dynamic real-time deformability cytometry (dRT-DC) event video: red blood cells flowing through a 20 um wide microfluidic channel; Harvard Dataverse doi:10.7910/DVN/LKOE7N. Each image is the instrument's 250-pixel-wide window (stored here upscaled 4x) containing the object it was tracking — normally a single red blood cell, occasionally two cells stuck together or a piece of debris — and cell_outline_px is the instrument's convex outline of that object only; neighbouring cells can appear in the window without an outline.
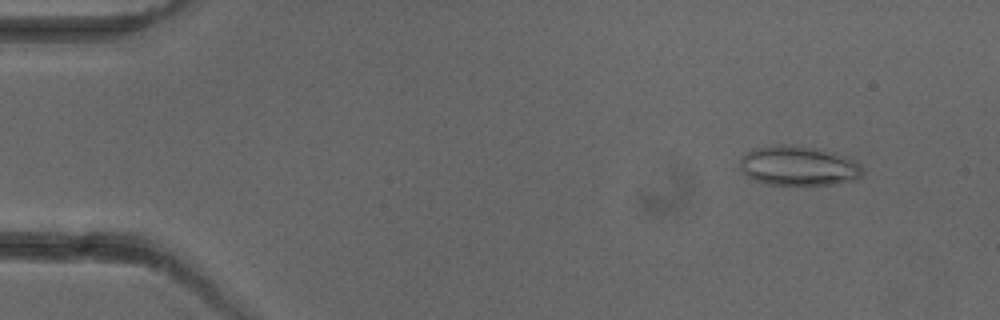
{"species": "common noctule bat (a hibernating species)", "species_latin": "Nyctalus noctula", "temperature_condition": "cold", "stored_images_in_passage": 5, "camera_frame_rate_fps": 3000, "um_per_image_px": 0.085, "animal": {"sex": "female"}, "frame": {"image": 1, "passage_image": 2, "time_ms": 1.333, "image_size_px": [1000, 320], "cell_outline_px": [[864, 176], [856, 180], [832, 184], [768, 184], [756, 180], [748, 176], [740, 168], [740, 160], [748, 152], [756, 148], [780, 144], [792, 144], [816, 148], [836, 152], [856, 160], [864, 168]], "centroid_in_image_um": [67.96, 14.08], "position_along_channel_um": 17.0, "area_um2": 28.44}}